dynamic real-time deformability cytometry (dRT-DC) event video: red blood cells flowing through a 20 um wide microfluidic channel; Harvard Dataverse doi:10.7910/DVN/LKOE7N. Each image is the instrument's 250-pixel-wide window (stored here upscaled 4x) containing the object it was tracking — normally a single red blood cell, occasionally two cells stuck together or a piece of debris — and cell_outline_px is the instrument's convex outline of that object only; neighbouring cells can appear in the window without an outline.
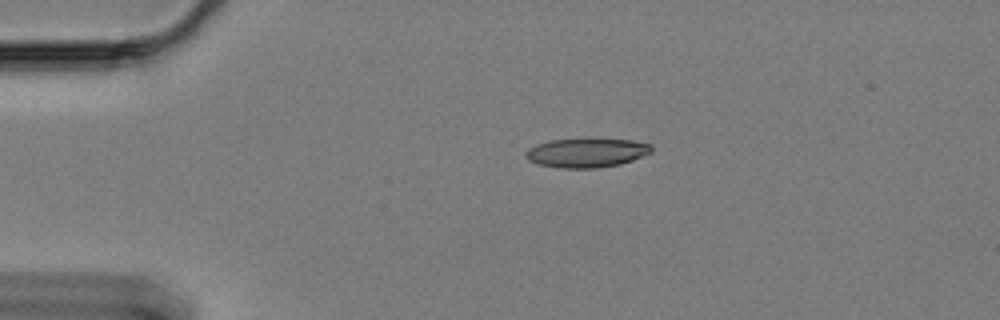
{"species": "Egyptian fruit bat (a non-hibernating species)", "species_latin": "Rousettus aegyptiacus", "temperature_condition": "cold", "stored_images_in_passage": 48, "camera_frame_rate_fps": 3000, "um_per_image_px": 0.085, "animal": {"sex": "female"}, "frame": {"image": 1, "passage_image": 1, "time_ms": 0.0, "image_size_px": [1000, 320], "cell_outline_px": [[652, 152], [632, 160], [620, 164], [596, 168], [560, 168], [540, 164], [528, 160], [524, 156], [524, 152], [528, 148], [536, 144], [552, 140], [632, 140], [652, 144]], "centroid_in_image_um": [49.84, 13.0], "position_along_channel_um": 35.2, "area_um2": 21.04}}
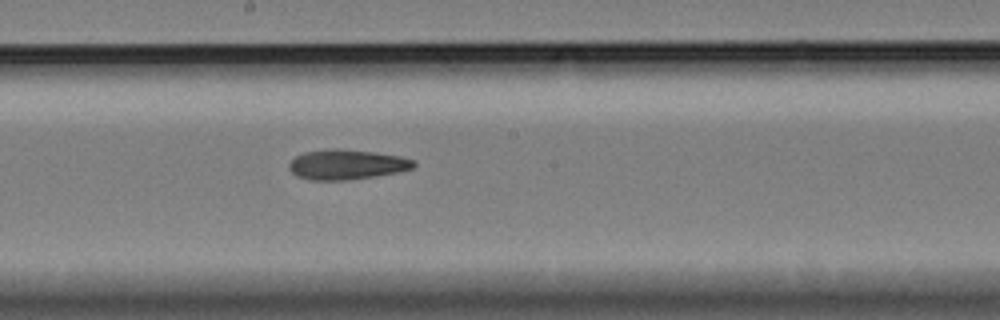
{"frame": {"image": 2, "passage_image": 21, "time_ms": 6.667, "image_size_px": [1000, 320], "cell_outline_px": [[416, 164], [412, 168], [396, 172], [376, 176], [348, 180], [308, 180], [296, 176], [288, 168], [288, 164], [296, 156], [304, 152], [328, 148], [336, 148], [372, 152], [400, 156], [416, 160]], "centroid_in_image_um": [29.44, 13.98], "position_along_channel_um": 218.8, "area_um2": 21.85}}
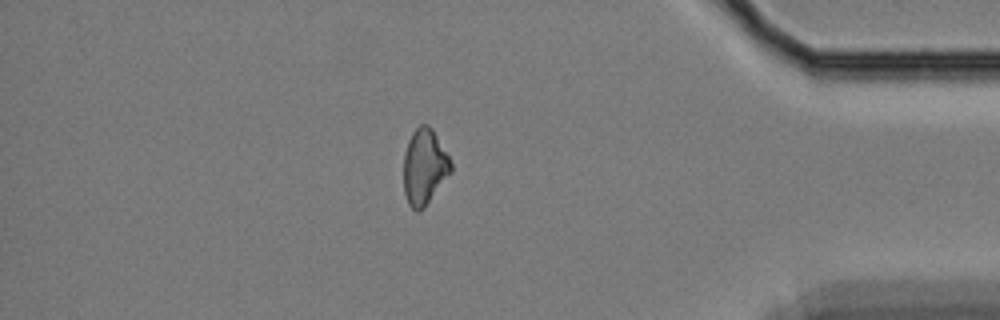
{"frame": {"image": 3, "passage_image": 40, "time_ms": 13.0, "image_size_px": [1000, 320], "cell_outline_px": [[452, 172], [424, 208], [416, 212], [408, 204], [404, 192], [404, 156], [408, 140], [412, 132], [420, 124], [428, 124], [432, 128], [448, 156], [452, 164]], "centroid_in_image_um": [36.07, 14.19], "position_along_channel_um": 399.1, "area_um2": 20.87}, "authors_computed_cell_mechanics": {"area_um2": 21.5883, "velocity_mm_per_s": 3.3533, "shape_relaxation_time_tau1_ms": null, "shape_relaxation_time_tau2_ms": 9.7301, "deformation_change_tau1": null, "deformation_change_tau2": 0.1916}}